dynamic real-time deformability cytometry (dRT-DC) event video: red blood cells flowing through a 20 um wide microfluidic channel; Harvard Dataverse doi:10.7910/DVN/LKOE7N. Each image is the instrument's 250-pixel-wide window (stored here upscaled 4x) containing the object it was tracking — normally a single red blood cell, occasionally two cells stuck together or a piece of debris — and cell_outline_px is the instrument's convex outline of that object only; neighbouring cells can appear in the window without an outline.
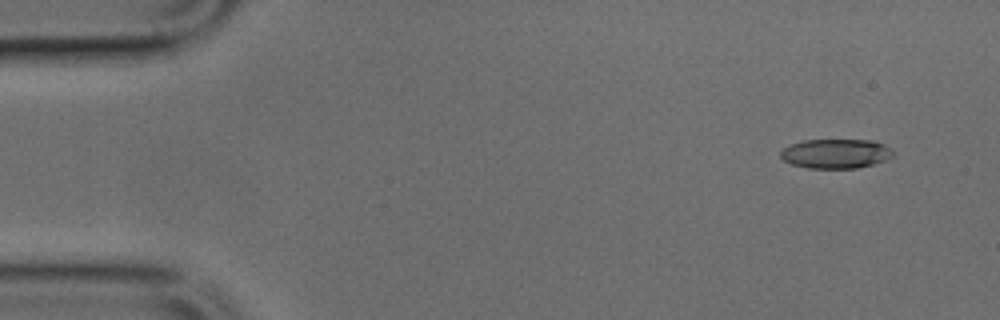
{"species": "common noctule bat (a hibernating species)", "species_latin": "Nyctalus noctula", "temperature_condition": "cold", "stored_images_in_passage": 4, "camera_frame_rate_fps": 3000, "um_per_image_px": 0.085, "animal": {"sex": "male", "body_mass_g": 17.9, "forearm_length_mm": 54.2}, "frame": {"image": 1, "passage_image": 1, "time_ms": 0.0, "image_size_px": [1000, 320], "cell_outline_px": [[896, 152], [892, 156], [884, 160], [872, 164], [856, 168], [808, 168], [792, 164], [784, 160], [780, 156], [780, 152], [788, 144], [804, 140], [872, 140], [884, 144], [892, 148]], "centroid_in_image_um": [71.05, 13.05], "position_along_channel_um": 14.0, "area_um2": 19.36}}
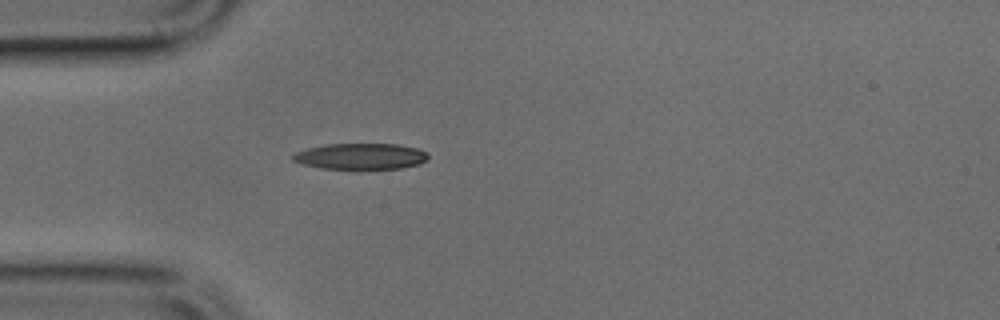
{"frame": {"image": 2, "passage_image": 4, "time_ms": 1.0, "image_size_px": [1000, 320], "cell_outline_px": [[428, 160], [420, 164], [400, 168], [320, 168], [304, 164], [292, 160], [292, 156], [296, 152], [308, 148], [328, 144], [396, 144], [416, 148], [428, 152]], "centroid_in_image_um": [30.69, 13.28], "position_along_channel_um": 54.3, "area_um2": 20.29}}